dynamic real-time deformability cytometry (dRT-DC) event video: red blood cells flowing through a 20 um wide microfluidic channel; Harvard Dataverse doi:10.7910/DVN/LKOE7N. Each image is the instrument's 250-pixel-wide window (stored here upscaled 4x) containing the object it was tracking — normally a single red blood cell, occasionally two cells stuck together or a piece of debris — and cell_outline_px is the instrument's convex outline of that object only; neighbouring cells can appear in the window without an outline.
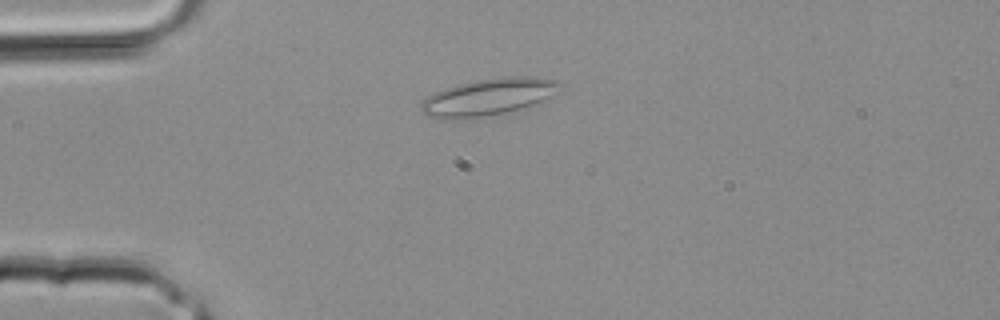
{"species": "common noctule bat (a hibernating species)", "species_latin": "Nyctalus noctula", "temperature_condition": "room temperature", "stored_images_in_passage": 2, "camera_frame_rate_fps": 3000, "um_per_image_px": 0.085, "animal": {"sex": "male", "body_mass_g": 20.4}, "frame": {"image": 1, "passage_image": 2, "time_ms": 0.333, "image_size_px": [1000, 320], "cell_outline_px": [[564, 84], [552, 96], [532, 104], [520, 108], [504, 112], [480, 116], [428, 116], [420, 108], [420, 104], [428, 96], [444, 88], [476, 80], [508, 76], [528, 76], [556, 80]], "centroid_in_image_um": [41.59, 8.18], "position_along_channel_um": 43.4, "area_um2": 28.61}}